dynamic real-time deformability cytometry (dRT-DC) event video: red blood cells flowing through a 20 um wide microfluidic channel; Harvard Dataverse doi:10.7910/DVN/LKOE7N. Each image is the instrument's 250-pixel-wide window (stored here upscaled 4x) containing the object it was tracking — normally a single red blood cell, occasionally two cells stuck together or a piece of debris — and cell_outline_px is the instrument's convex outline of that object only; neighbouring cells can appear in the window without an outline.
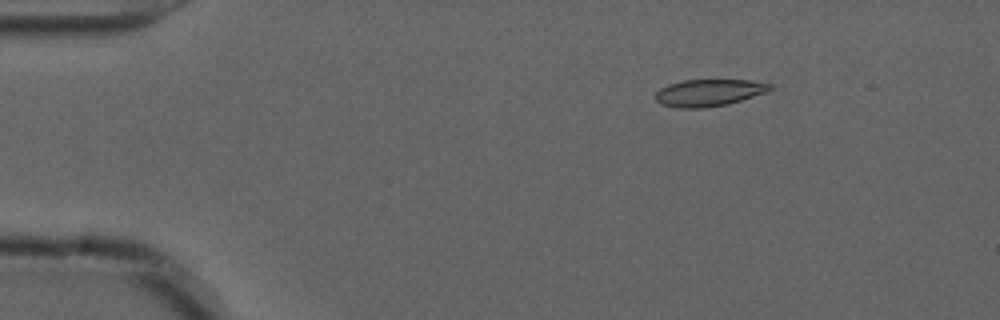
{"species": "common noctule bat (a hibernating species)", "species_latin": "Nyctalus noctula", "temperature_condition": "cold", "stored_images_in_passage": 48, "camera_frame_rate_fps": 3000, "um_per_image_px": 0.085, "animal": {"sex": "male", "forearm_length_mm": 52.5}, "frame": {"image": 1, "passage_image": 1, "time_ms": 0.0, "image_size_px": [1000, 320], "cell_outline_px": [[772, 88], [768, 92], [728, 104], [704, 108], [676, 108], [660, 104], [656, 100], [656, 92], [660, 88], [668, 84], [684, 80], [748, 80], [772, 84]], "centroid_in_image_um": [60.25, 7.88], "position_along_channel_um": 24.8, "area_um2": 18.09}}
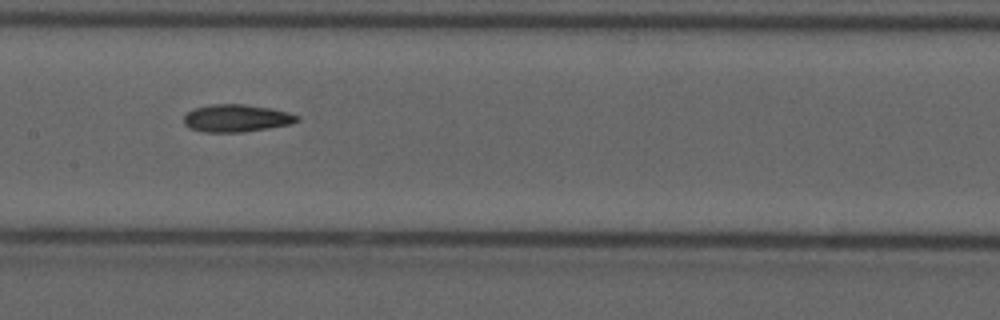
{"frame": {"image": 2, "passage_image": 20, "time_ms": 6.333, "image_size_px": [1000, 320], "cell_outline_px": [[300, 120], [292, 124], [268, 128], [240, 132], [204, 132], [188, 128], [184, 124], [184, 116], [192, 108], [212, 104], [244, 104], [268, 108], [288, 112], [300, 116]], "centroid_in_image_um": [20.08, 10.05], "position_along_channel_um": 187.3, "area_um2": 18.21}}
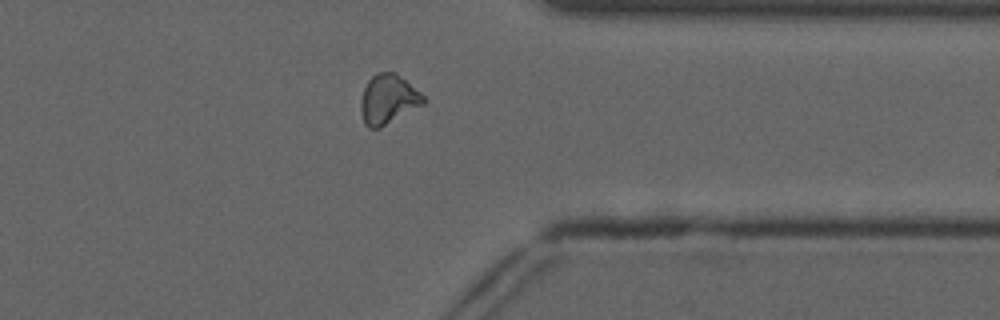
{"frame": {"image": 3, "passage_image": 36, "time_ms": 11.667, "image_size_px": [1000, 320], "cell_outline_px": [[428, 100], [424, 104], [380, 128], [368, 128], [364, 124], [360, 112], [360, 100], [364, 88], [368, 80], [376, 72], [396, 72], [420, 92]], "centroid_in_image_um": [32.98, 8.44], "position_along_channel_um": 378.4, "area_um2": 18.26}, "authors_computed_cell_mechanics": {"area_um2": 18.1203, "velocity_mm_per_s": 3.712, "shape_relaxation_time_tau1_ms": null, "shape_relaxation_time_tau2_ms": 5.4717, "deformation_change_tau1": null, "deformation_change_tau2": 0.1268}}